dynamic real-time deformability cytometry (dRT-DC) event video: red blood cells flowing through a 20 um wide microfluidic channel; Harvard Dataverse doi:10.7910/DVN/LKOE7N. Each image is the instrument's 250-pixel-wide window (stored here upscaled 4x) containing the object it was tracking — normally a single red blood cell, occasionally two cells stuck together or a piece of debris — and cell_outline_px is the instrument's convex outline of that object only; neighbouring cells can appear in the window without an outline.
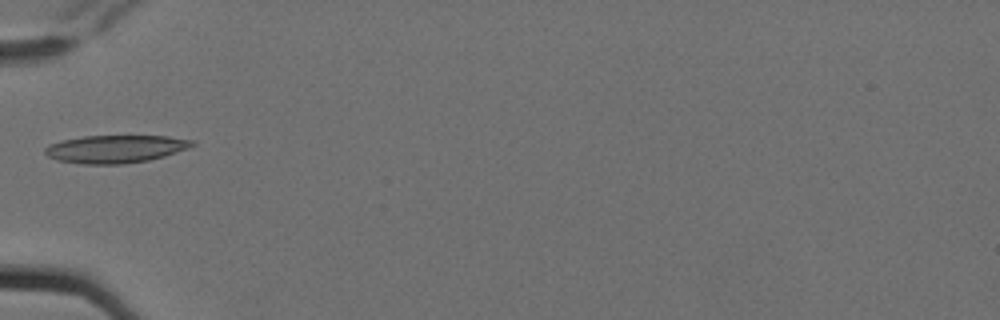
{"species": "Egyptian fruit bat (a non-hibernating species)", "species_latin": "Rousettus aegyptiacus", "temperature_condition": "cold", "stored_images_in_passage": 6, "camera_frame_rate_fps": 3000, "um_per_image_px": 0.085, "animal": {"sex": "female"}, "frame": {"image": 1, "passage_image": 6, "time_ms": 1.667, "image_size_px": [1000, 320], "cell_outline_px": [[196, 144], [188, 148], [164, 156], [148, 160], [124, 164], [84, 164], [56, 160], [48, 156], [44, 152], [44, 148], [48, 144], [60, 140], [84, 136], [168, 136], [192, 140]], "centroid_in_image_um": [9.77, 12.66], "position_along_channel_um": 75.2, "area_um2": 23.87}}